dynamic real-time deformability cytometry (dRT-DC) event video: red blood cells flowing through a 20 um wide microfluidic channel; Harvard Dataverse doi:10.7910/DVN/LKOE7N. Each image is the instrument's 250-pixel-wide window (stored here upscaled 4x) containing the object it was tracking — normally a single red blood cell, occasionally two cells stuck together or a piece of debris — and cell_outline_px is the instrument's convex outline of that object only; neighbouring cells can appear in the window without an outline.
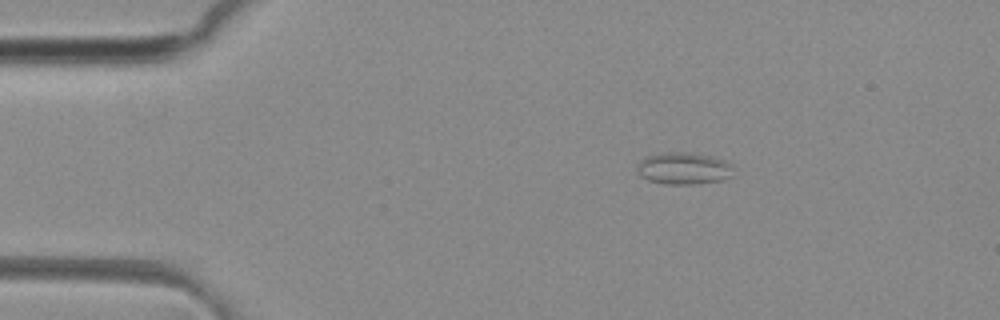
{"species": "common noctule bat (a hibernating species)", "species_latin": "Nyctalus noctula", "temperature_condition": "room temperature", "stored_images_in_passage": 43, "camera_frame_rate_fps": 3000, "um_per_image_px": 0.085, "animal": {"sex": "female", "body_mass_g": 29.2, "forearm_length_mm": 56.3}, "frame": {"image": 1, "passage_image": 2, "time_ms": 0.333, "image_size_px": [1000, 320], "cell_outline_px": [[732, 176], [724, 180], [692, 184], [664, 184], [648, 180], [640, 176], [636, 172], [636, 164], [644, 156], [664, 152], [688, 152], [712, 156], [724, 160], [732, 164]], "centroid_in_image_um": [58.07, 14.31], "position_along_channel_um": 26.9, "area_um2": 18.32}}
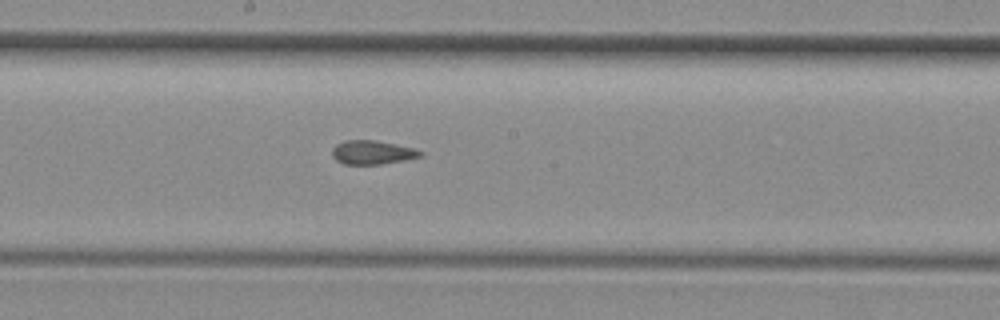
{"frame": {"image": 2, "passage_image": 20, "time_ms": 6.333, "image_size_px": [1000, 320], "cell_outline_px": [[424, 156], [404, 160], [380, 164], [344, 164], [336, 160], [332, 156], [332, 148], [336, 144], [344, 140], [376, 140], [396, 144], [412, 148], [424, 152]], "centroid_in_image_um": [31.64, 12.95], "position_along_channel_um": 216.6, "area_um2": 12.31}}
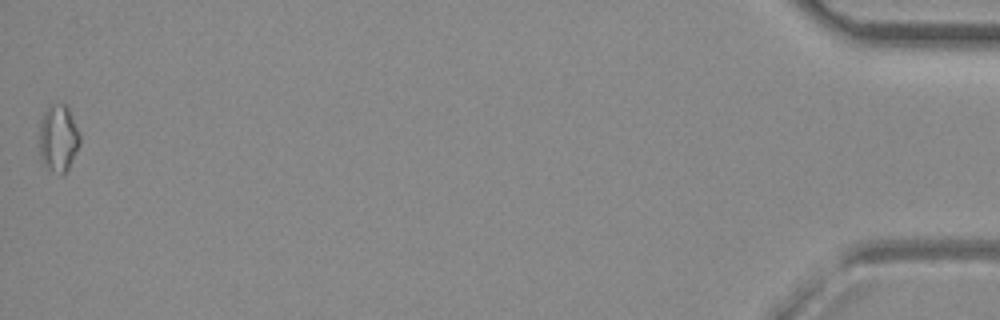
{"frame": {"image": 3, "passage_image": 43, "time_ms": 14.0, "image_size_px": [1000, 320], "cell_outline_px": [[80, 144], [64, 176], [60, 176], [48, 168], [44, 164], [40, 156], [40, 120], [44, 112], [52, 104], [68, 104], [80, 136]], "centroid_in_image_um": [4.97, 11.76], "position_along_channel_um": 430.2, "area_um2": 15.9}, "authors_computed_cell_mechanics": {"area_um2": 12.8316, "velocity_mm_per_s": 4.1768, "shape_relaxation_time_tau1_ms": null, "shape_relaxation_time_tau2_ms": 1.8307, "deformation_change_tau1": null, "deformation_change_tau2": 0.0765}}